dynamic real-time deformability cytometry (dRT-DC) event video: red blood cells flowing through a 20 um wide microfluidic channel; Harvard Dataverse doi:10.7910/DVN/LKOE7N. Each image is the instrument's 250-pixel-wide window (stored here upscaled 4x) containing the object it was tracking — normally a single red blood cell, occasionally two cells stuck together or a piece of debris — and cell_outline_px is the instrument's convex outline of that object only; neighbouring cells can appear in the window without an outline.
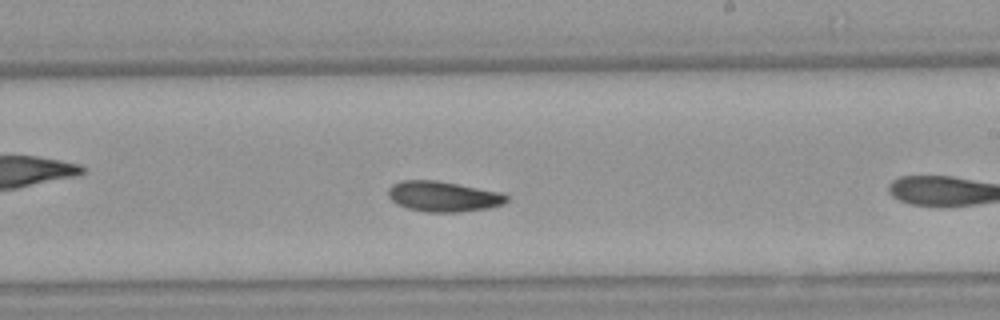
{"species": "Egyptian fruit bat (a non-hibernating species)", "species_latin": "Rousettus aegyptiacus", "temperature_condition": "warm", "stored_images_in_passage": 41, "camera_frame_rate_fps": 3000, "um_per_image_px": 0.085, "animal": {"sex": "female"}, "frame": {"image": 1, "passage_image": 18, "time_ms": 5.667, "image_size_px": [1000, 320], "cell_outline_px": [[508, 200], [504, 204], [488, 208], [460, 212], [428, 212], [408, 208], [396, 204], [388, 196], [388, 188], [392, 184], [400, 180], [436, 180], [500, 192], [508, 196]], "centroid_in_image_um": [37.66, 16.7], "position_along_channel_um": 251.3, "area_um2": 20.98}}
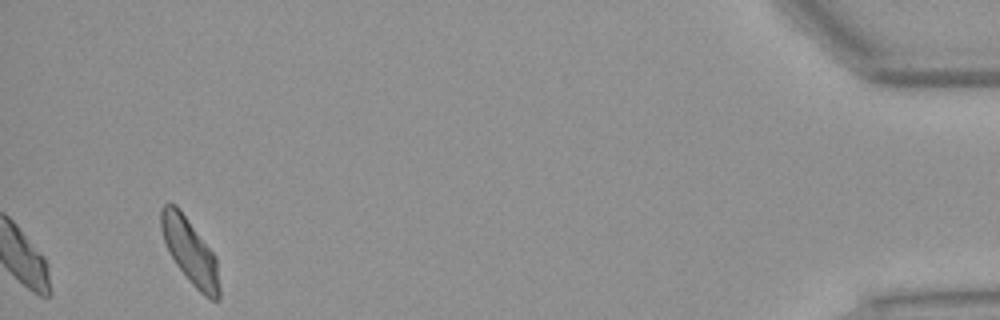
{"frame": {"image": 2, "passage_image": 41, "time_ms": 13.333, "image_size_px": [1000, 320], "cell_outline_px": [[220, 300], [212, 300], [204, 296], [188, 280], [176, 264], [168, 252], [160, 228], [160, 208], [164, 204], [176, 204], [180, 208], [216, 256], [220, 288]], "centroid_in_image_um": [16.15, 21.36], "position_along_channel_um": 419.1, "area_um2": 22.43}, "authors_computed_cell_mechanics": {"area_um2": 20.5768, "velocity_mm_per_s": 3.7666, "shape_relaxation_time_tau1_ms": 2.6664, "shape_relaxation_time_tau2_ms": 5.9382, "deformation_change_tau1": 0.1018, "deformation_change_tau2": 0.1058}}